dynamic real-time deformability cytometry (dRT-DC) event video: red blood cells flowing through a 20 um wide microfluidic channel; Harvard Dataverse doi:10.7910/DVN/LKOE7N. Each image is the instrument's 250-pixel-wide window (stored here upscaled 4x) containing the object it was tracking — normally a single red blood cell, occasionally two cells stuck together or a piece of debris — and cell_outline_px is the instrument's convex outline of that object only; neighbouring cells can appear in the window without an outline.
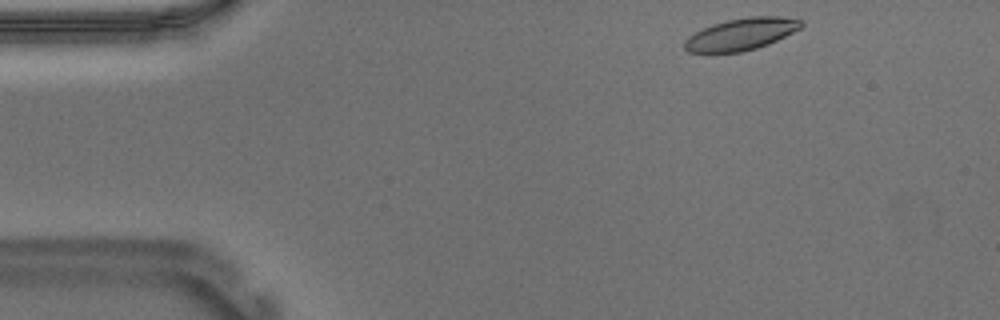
{"species": "Egyptian fruit bat (a non-hibernating species)", "species_latin": "Rousettus aegyptiacus", "temperature_condition": "warm", "stored_images_in_passage": 48, "camera_frame_rate_fps": 3000, "um_per_image_px": 0.085, "animal": {"sex": "male"}, "frame": {"image": 1, "passage_image": 1, "time_ms": 0.0, "image_size_px": [1000, 320], "cell_outline_px": [[804, 24], [800, 28], [768, 44], [756, 48], [740, 52], [688, 52], [684, 48], [684, 40], [688, 36], [712, 24], [728, 20], [752, 16], [780, 16], [804, 20]], "centroid_in_image_um": [63.01, 2.89], "position_along_channel_um": 22.0, "area_um2": 21.5}}
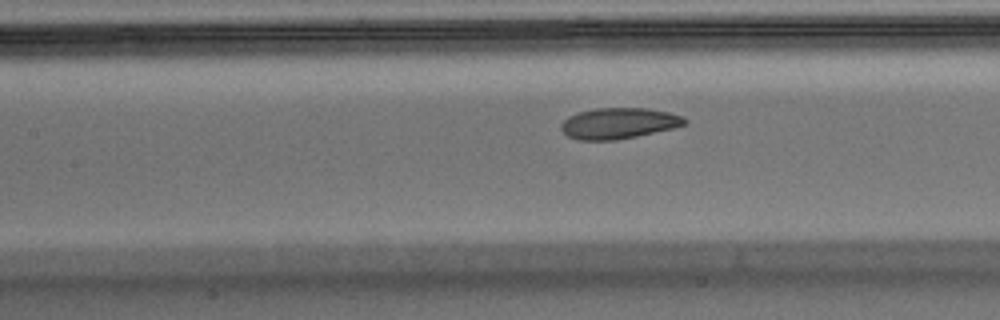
{"frame": {"image": 2, "passage_image": 18, "time_ms": 5.667, "image_size_px": [1000, 320], "cell_outline_px": [[688, 120], [684, 124], [672, 128], [636, 136], [616, 140], [576, 140], [568, 136], [560, 128], [560, 124], [568, 116], [580, 112], [596, 108], [648, 108], [668, 112], [684, 116]], "centroid_in_image_um": [52.57, 10.48], "position_along_channel_um": 154.8, "area_um2": 22.2}}
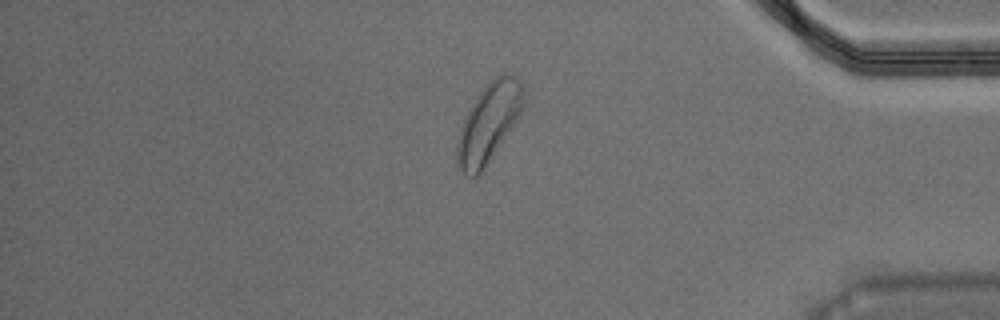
{"frame": {"image": 3, "passage_image": 40, "time_ms": 13.0, "image_size_px": [1000, 320], "cell_outline_px": [[524, 104], [520, 112], [480, 176], [472, 176], [464, 172], [456, 164], [456, 144], [464, 120], [472, 104], [480, 92], [496, 76], [504, 72], [512, 76], [520, 84], [524, 92]], "centroid_in_image_um": [41.51, 10.47], "position_along_channel_um": 393.7, "area_um2": 29.48}, "authors_computed_cell_mechanics": {"area_um2": 22.7732, "velocity_mm_per_s": 3.6528, "shape_relaxation_time_tau1_ms": 3.4916, "shape_relaxation_time_tau2_ms": 3.0621, "deformation_change_tau1": 0.1053, "deformation_change_tau2": 0.0857}}